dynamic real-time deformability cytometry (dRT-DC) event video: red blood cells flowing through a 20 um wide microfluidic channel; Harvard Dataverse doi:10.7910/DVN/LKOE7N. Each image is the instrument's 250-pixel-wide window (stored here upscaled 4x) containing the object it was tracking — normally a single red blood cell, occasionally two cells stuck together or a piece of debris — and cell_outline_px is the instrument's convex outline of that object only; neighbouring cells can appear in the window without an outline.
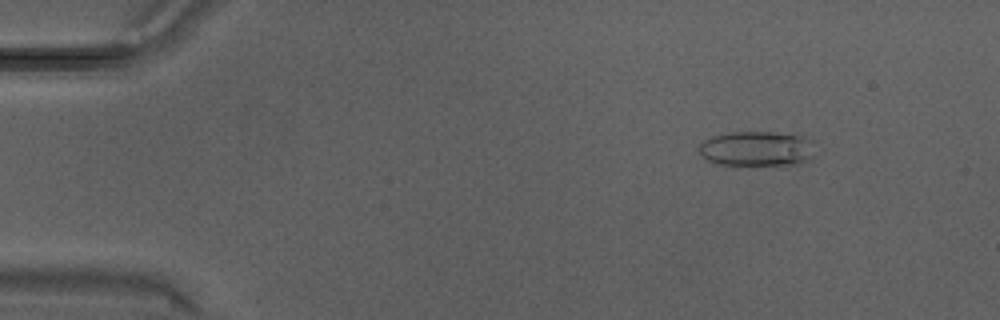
{"species": "Egyptian fruit bat (a non-hibernating species)", "species_latin": "Rousettus aegyptiacus", "temperature_condition": "warm", "stored_images_in_passage": 15, "camera_frame_rate_fps": 3000, "um_per_image_px": 0.085, "animal": {"sex": "male"}, "frame": {"image": 1, "passage_image": 5, "time_ms": 1.333, "image_size_px": [1000, 320], "cell_outline_px": [[816, 140], [808, 160], [800, 164], [752, 168], [720, 164], [708, 160], [700, 152], [700, 140], [712, 136], [732, 132], [792, 132], [808, 136]], "centroid_in_image_um": [64.4, 12.66], "position_along_channel_um": 20.6, "area_um2": 25.03}}